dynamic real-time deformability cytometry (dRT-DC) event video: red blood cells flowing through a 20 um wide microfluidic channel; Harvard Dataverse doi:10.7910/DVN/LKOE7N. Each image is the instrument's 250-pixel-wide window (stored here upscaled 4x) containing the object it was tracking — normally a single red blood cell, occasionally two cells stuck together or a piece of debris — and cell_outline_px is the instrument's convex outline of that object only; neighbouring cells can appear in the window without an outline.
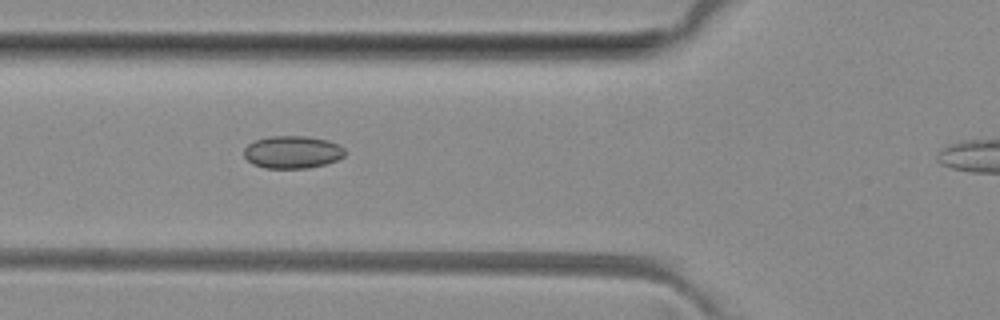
{"species": "common noctule bat (a hibernating species)", "species_latin": "Nyctalus noctula", "temperature_condition": "room temperature", "stored_images_in_passage": 6, "camera_frame_rate_fps": 3000, "um_per_image_px": 0.085, "animal": {"sex": "female", "body_mass_g": 29.2, "forearm_length_mm": 56.3}, "frame": {"image": 1, "passage_image": 4, "time_ms": 3.333, "image_size_px": [1000, 320], "cell_outline_px": [[344, 156], [336, 160], [324, 164], [308, 168], [264, 168], [252, 164], [244, 156], [244, 148], [248, 144], [256, 140], [268, 136], [304, 136], [328, 140], [340, 144], [344, 148]], "centroid_in_image_um": [24.84, 12.92], "position_along_channel_um": 101.0, "area_um2": 19.19}}
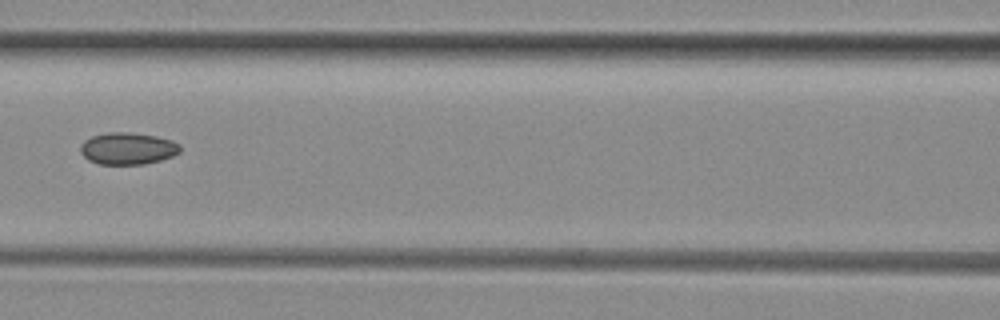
{"frame": {"image": 2, "passage_image": 5, "time_ms": 4.667, "image_size_px": [1000, 320], "cell_outline_px": [[180, 152], [172, 156], [160, 160], [144, 164], [100, 164], [88, 160], [80, 152], [80, 144], [84, 140], [92, 136], [108, 132], [128, 132], [156, 136], [172, 140], [180, 144]], "centroid_in_image_um": [10.85, 12.62], "position_along_channel_um": 155.8, "area_um2": 18.61}}
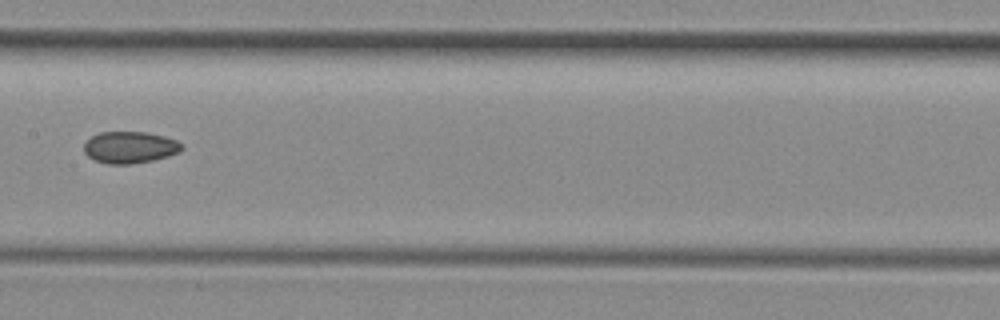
{"frame": {"image": 3, "passage_image": 6, "time_ms": 5.667, "image_size_px": [1000, 320], "cell_outline_px": [[184, 148], [180, 152], [168, 156], [152, 160], [128, 164], [108, 164], [96, 160], [88, 156], [84, 152], [84, 144], [92, 136], [100, 132], [148, 132], [164, 136], [176, 140], [184, 144]], "centroid_in_image_um": [11.07, 12.52], "position_along_channel_um": 196.3, "area_um2": 18.09}}